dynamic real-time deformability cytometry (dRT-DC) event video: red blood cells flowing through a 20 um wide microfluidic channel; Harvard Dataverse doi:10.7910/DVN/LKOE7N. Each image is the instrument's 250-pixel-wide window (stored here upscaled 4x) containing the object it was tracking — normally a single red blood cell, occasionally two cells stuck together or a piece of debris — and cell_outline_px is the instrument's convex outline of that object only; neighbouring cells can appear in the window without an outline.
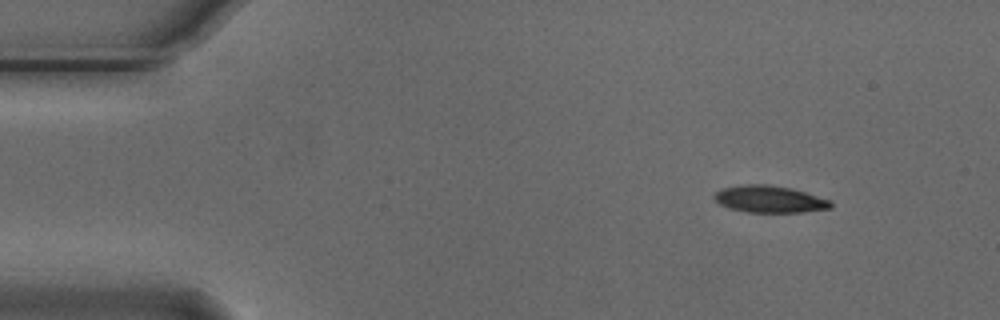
{"species": "Egyptian fruit bat (a non-hibernating species)", "species_latin": "Rousettus aegyptiacus", "temperature_condition": "cold", "stored_images_in_passage": 8, "camera_frame_rate_fps": 3000, "um_per_image_px": 0.085, "animal": {"sex": "male"}, "frame": {"image": 1, "passage_image": 1, "time_ms": 0.0, "image_size_px": [1000, 320], "cell_outline_px": [[832, 208], [804, 212], [748, 212], [728, 208], [720, 204], [712, 196], [720, 188], [744, 184], [768, 184], [792, 188], [832, 200]], "centroid_in_image_um": [65.42, 16.92], "position_along_channel_um": 19.6, "area_um2": 18.5}}
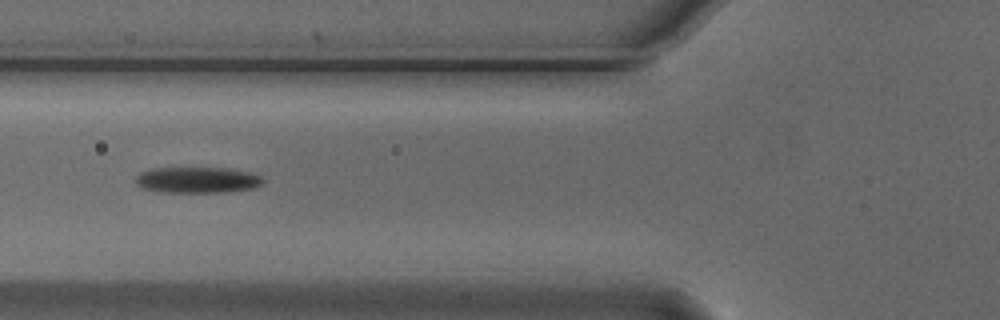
{"frame": {"image": 2, "passage_image": 5, "time_ms": 1.333, "image_size_px": [1000, 320], "cell_outline_px": [[264, 184], [252, 188], [228, 192], [160, 192], [140, 188], [136, 184], [136, 176], [140, 172], [156, 168], [228, 168], [252, 172], [264, 176]], "centroid_in_image_um": [16.82, 15.3], "position_along_channel_um": 109.0, "area_um2": 19.59}}
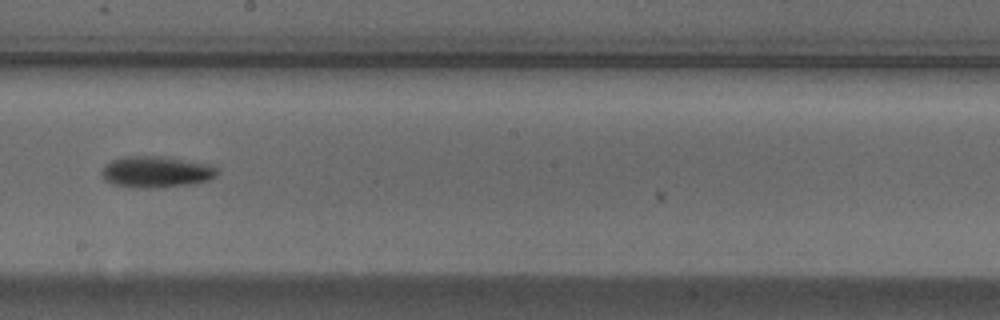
{"frame": {"image": 3, "passage_image": 8, "time_ms": 2.333, "image_size_px": [1000, 320], "cell_outline_px": [[220, 172], [216, 176], [208, 180], [196, 184], [160, 188], [140, 188], [112, 184], [104, 180], [100, 176], [100, 172], [104, 164], [112, 160], [124, 156], [164, 156], [208, 164], [216, 168]], "centroid_in_image_um": [13.25, 14.62], "position_along_channel_um": 234.9, "area_um2": 21.56}}